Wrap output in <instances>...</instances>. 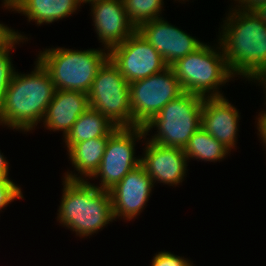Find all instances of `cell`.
<instances>
[{"mask_svg": "<svg viewBox=\"0 0 266 266\" xmlns=\"http://www.w3.org/2000/svg\"><path fill=\"white\" fill-rule=\"evenodd\" d=\"M218 40L232 74L251 81L266 67V25L252 12L230 8Z\"/></svg>", "mask_w": 266, "mask_h": 266, "instance_id": "cell-1", "label": "cell"}, {"mask_svg": "<svg viewBox=\"0 0 266 266\" xmlns=\"http://www.w3.org/2000/svg\"><path fill=\"white\" fill-rule=\"evenodd\" d=\"M35 60L30 73L15 71L0 107V125L30 132L42 123L56 88L46 68Z\"/></svg>", "mask_w": 266, "mask_h": 266, "instance_id": "cell-2", "label": "cell"}, {"mask_svg": "<svg viewBox=\"0 0 266 266\" xmlns=\"http://www.w3.org/2000/svg\"><path fill=\"white\" fill-rule=\"evenodd\" d=\"M62 199L57 221L76 236L87 237L113 222L112 199L108 190H102L86 180L62 181Z\"/></svg>", "mask_w": 266, "mask_h": 266, "instance_id": "cell-3", "label": "cell"}, {"mask_svg": "<svg viewBox=\"0 0 266 266\" xmlns=\"http://www.w3.org/2000/svg\"><path fill=\"white\" fill-rule=\"evenodd\" d=\"M217 45L215 48L203 43L170 66L183 91L203 98L224 96L219 91L220 87L233 80L235 76L227 65L219 41Z\"/></svg>", "mask_w": 266, "mask_h": 266, "instance_id": "cell-4", "label": "cell"}, {"mask_svg": "<svg viewBox=\"0 0 266 266\" xmlns=\"http://www.w3.org/2000/svg\"><path fill=\"white\" fill-rule=\"evenodd\" d=\"M99 49L46 48L37 59L50 74L56 90L88 93L99 69L109 59V50Z\"/></svg>", "mask_w": 266, "mask_h": 266, "instance_id": "cell-5", "label": "cell"}, {"mask_svg": "<svg viewBox=\"0 0 266 266\" xmlns=\"http://www.w3.org/2000/svg\"><path fill=\"white\" fill-rule=\"evenodd\" d=\"M203 101V97L185 91L169 101L143 126L146 135L153 128L157 130L147 139L161 146L184 149L191 136L201 128Z\"/></svg>", "mask_w": 266, "mask_h": 266, "instance_id": "cell-6", "label": "cell"}, {"mask_svg": "<svg viewBox=\"0 0 266 266\" xmlns=\"http://www.w3.org/2000/svg\"><path fill=\"white\" fill-rule=\"evenodd\" d=\"M90 108L117 127H133L129 83L109 58L99 69L87 93Z\"/></svg>", "mask_w": 266, "mask_h": 266, "instance_id": "cell-7", "label": "cell"}, {"mask_svg": "<svg viewBox=\"0 0 266 266\" xmlns=\"http://www.w3.org/2000/svg\"><path fill=\"white\" fill-rule=\"evenodd\" d=\"M144 127H119L108 139L100 166L90 180L100 178L102 190H110L120 182L131 170L137 167L140 157H135L136 142L146 141Z\"/></svg>", "mask_w": 266, "mask_h": 266, "instance_id": "cell-8", "label": "cell"}, {"mask_svg": "<svg viewBox=\"0 0 266 266\" xmlns=\"http://www.w3.org/2000/svg\"><path fill=\"white\" fill-rule=\"evenodd\" d=\"M133 127H143L184 91L171 67L147 78L129 83Z\"/></svg>", "mask_w": 266, "mask_h": 266, "instance_id": "cell-9", "label": "cell"}, {"mask_svg": "<svg viewBox=\"0 0 266 266\" xmlns=\"http://www.w3.org/2000/svg\"><path fill=\"white\" fill-rule=\"evenodd\" d=\"M109 58L128 83L162 72L168 66L160 53L136 30L109 51Z\"/></svg>", "mask_w": 266, "mask_h": 266, "instance_id": "cell-10", "label": "cell"}, {"mask_svg": "<svg viewBox=\"0 0 266 266\" xmlns=\"http://www.w3.org/2000/svg\"><path fill=\"white\" fill-rule=\"evenodd\" d=\"M137 31L160 53L169 67L203 44L198 38L171 25L163 17L142 24Z\"/></svg>", "mask_w": 266, "mask_h": 266, "instance_id": "cell-11", "label": "cell"}, {"mask_svg": "<svg viewBox=\"0 0 266 266\" xmlns=\"http://www.w3.org/2000/svg\"><path fill=\"white\" fill-rule=\"evenodd\" d=\"M154 187L151 177L141 164L131 170L109 190L114 220L119 217L127 221L137 218L145 209Z\"/></svg>", "mask_w": 266, "mask_h": 266, "instance_id": "cell-12", "label": "cell"}, {"mask_svg": "<svg viewBox=\"0 0 266 266\" xmlns=\"http://www.w3.org/2000/svg\"><path fill=\"white\" fill-rule=\"evenodd\" d=\"M140 164L151 177L153 184L177 186L186 178L188 160L184 149L165 147L147 140Z\"/></svg>", "mask_w": 266, "mask_h": 266, "instance_id": "cell-13", "label": "cell"}, {"mask_svg": "<svg viewBox=\"0 0 266 266\" xmlns=\"http://www.w3.org/2000/svg\"><path fill=\"white\" fill-rule=\"evenodd\" d=\"M89 6L95 32L105 49L110 51L136 31L125 12L123 0H101Z\"/></svg>", "mask_w": 266, "mask_h": 266, "instance_id": "cell-14", "label": "cell"}, {"mask_svg": "<svg viewBox=\"0 0 266 266\" xmlns=\"http://www.w3.org/2000/svg\"><path fill=\"white\" fill-rule=\"evenodd\" d=\"M240 116L226 97L204 98L201 127L231 151L236 147Z\"/></svg>", "mask_w": 266, "mask_h": 266, "instance_id": "cell-15", "label": "cell"}, {"mask_svg": "<svg viewBox=\"0 0 266 266\" xmlns=\"http://www.w3.org/2000/svg\"><path fill=\"white\" fill-rule=\"evenodd\" d=\"M89 107L87 93L56 90L42 120L43 125L50 131H63L64 138L78 117Z\"/></svg>", "mask_w": 266, "mask_h": 266, "instance_id": "cell-16", "label": "cell"}, {"mask_svg": "<svg viewBox=\"0 0 266 266\" xmlns=\"http://www.w3.org/2000/svg\"><path fill=\"white\" fill-rule=\"evenodd\" d=\"M14 12L21 13L36 25L50 24L76 13L79 0H15Z\"/></svg>", "mask_w": 266, "mask_h": 266, "instance_id": "cell-17", "label": "cell"}, {"mask_svg": "<svg viewBox=\"0 0 266 266\" xmlns=\"http://www.w3.org/2000/svg\"><path fill=\"white\" fill-rule=\"evenodd\" d=\"M108 139L109 137L93 138L73 145L67 154L78 173L67 171L63 178L88 181L100 166Z\"/></svg>", "mask_w": 266, "mask_h": 266, "instance_id": "cell-18", "label": "cell"}, {"mask_svg": "<svg viewBox=\"0 0 266 266\" xmlns=\"http://www.w3.org/2000/svg\"><path fill=\"white\" fill-rule=\"evenodd\" d=\"M118 128L102 113L89 107L78 117L63 140L68 151L78 142L110 137Z\"/></svg>", "mask_w": 266, "mask_h": 266, "instance_id": "cell-19", "label": "cell"}, {"mask_svg": "<svg viewBox=\"0 0 266 266\" xmlns=\"http://www.w3.org/2000/svg\"><path fill=\"white\" fill-rule=\"evenodd\" d=\"M231 151L202 127L199 128L189 139L184 147V153L188 162L195 159L201 162H217L224 160Z\"/></svg>", "mask_w": 266, "mask_h": 266, "instance_id": "cell-20", "label": "cell"}, {"mask_svg": "<svg viewBox=\"0 0 266 266\" xmlns=\"http://www.w3.org/2000/svg\"><path fill=\"white\" fill-rule=\"evenodd\" d=\"M164 0H123L130 23L136 30L151 20L161 18Z\"/></svg>", "mask_w": 266, "mask_h": 266, "instance_id": "cell-21", "label": "cell"}, {"mask_svg": "<svg viewBox=\"0 0 266 266\" xmlns=\"http://www.w3.org/2000/svg\"><path fill=\"white\" fill-rule=\"evenodd\" d=\"M26 41L24 39L18 38L9 48L0 51V107L3 103L4 96L6 94L9 83L15 73V67H13L11 59V51L16 48L15 45ZM15 47V48H14Z\"/></svg>", "mask_w": 266, "mask_h": 266, "instance_id": "cell-22", "label": "cell"}, {"mask_svg": "<svg viewBox=\"0 0 266 266\" xmlns=\"http://www.w3.org/2000/svg\"><path fill=\"white\" fill-rule=\"evenodd\" d=\"M13 180L9 178H0V211L7 207L15 199H23V194Z\"/></svg>", "mask_w": 266, "mask_h": 266, "instance_id": "cell-23", "label": "cell"}, {"mask_svg": "<svg viewBox=\"0 0 266 266\" xmlns=\"http://www.w3.org/2000/svg\"><path fill=\"white\" fill-rule=\"evenodd\" d=\"M191 263L184 256H178L165 250L156 253L151 260V266H189Z\"/></svg>", "mask_w": 266, "mask_h": 266, "instance_id": "cell-24", "label": "cell"}, {"mask_svg": "<svg viewBox=\"0 0 266 266\" xmlns=\"http://www.w3.org/2000/svg\"><path fill=\"white\" fill-rule=\"evenodd\" d=\"M18 38L28 39L25 35L15 31L13 28L0 23V51L9 48Z\"/></svg>", "mask_w": 266, "mask_h": 266, "instance_id": "cell-25", "label": "cell"}, {"mask_svg": "<svg viewBox=\"0 0 266 266\" xmlns=\"http://www.w3.org/2000/svg\"><path fill=\"white\" fill-rule=\"evenodd\" d=\"M237 3L234 7L231 6L233 10H240L243 12H253L261 5L266 4V0H233ZM237 1V2H236ZM233 7V8H232Z\"/></svg>", "mask_w": 266, "mask_h": 266, "instance_id": "cell-26", "label": "cell"}, {"mask_svg": "<svg viewBox=\"0 0 266 266\" xmlns=\"http://www.w3.org/2000/svg\"><path fill=\"white\" fill-rule=\"evenodd\" d=\"M257 129L259 138L262 140L261 142L266 148V111L259 112L258 116L256 117Z\"/></svg>", "mask_w": 266, "mask_h": 266, "instance_id": "cell-27", "label": "cell"}, {"mask_svg": "<svg viewBox=\"0 0 266 266\" xmlns=\"http://www.w3.org/2000/svg\"><path fill=\"white\" fill-rule=\"evenodd\" d=\"M6 157H4L3 153L0 151V178H9V165Z\"/></svg>", "mask_w": 266, "mask_h": 266, "instance_id": "cell-28", "label": "cell"}, {"mask_svg": "<svg viewBox=\"0 0 266 266\" xmlns=\"http://www.w3.org/2000/svg\"><path fill=\"white\" fill-rule=\"evenodd\" d=\"M251 81L254 82L255 84H257V82H259L258 85L263 86V92H265L264 97L266 99V67L256 77H254ZM265 104H266V102L264 103V105Z\"/></svg>", "mask_w": 266, "mask_h": 266, "instance_id": "cell-29", "label": "cell"}, {"mask_svg": "<svg viewBox=\"0 0 266 266\" xmlns=\"http://www.w3.org/2000/svg\"><path fill=\"white\" fill-rule=\"evenodd\" d=\"M15 0H3L2 1V5L4 6V8L8 9V10H12L14 11V5L13 2Z\"/></svg>", "mask_w": 266, "mask_h": 266, "instance_id": "cell-30", "label": "cell"}, {"mask_svg": "<svg viewBox=\"0 0 266 266\" xmlns=\"http://www.w3.org/2000/svg\"><path fill=\"white\" fill-rule=\"evenodd\" d=\"M79 1H80V4H84V3L92 4L94 2L101 1V0H79Z\"/></svg>", "mask_w": 266, "mask_h": 266, "instance_id": "cell-31", "label": "cell"}]
</instances>
